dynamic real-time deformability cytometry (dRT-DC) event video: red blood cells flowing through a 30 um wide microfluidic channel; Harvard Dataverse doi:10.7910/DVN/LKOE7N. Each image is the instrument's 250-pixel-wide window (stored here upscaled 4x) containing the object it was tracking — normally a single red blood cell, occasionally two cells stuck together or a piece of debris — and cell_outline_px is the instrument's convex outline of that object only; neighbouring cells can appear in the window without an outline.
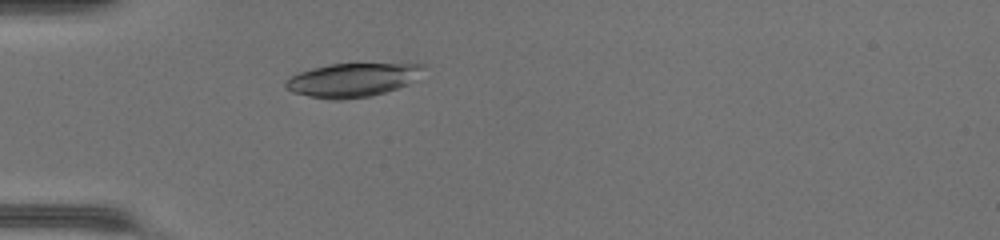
{"species": "common noctule bat (a hibernating species)", "species_latin": "Nyctalus noctula", "temperature_condition": "warm", "stored_images_in_passage": 6, "camera_frame_rate_fps": 3000, "um_per_image_px": 0.085, "animal": {"sex": "female", "body_mass_g": 17.0, "forearm_length_mm": 48.0}, "frame": {"image": 1, "passage_image": 2, "time_ms": 0.333, "image_size_px": [1000, 240], "cell_outline_px": [[424, 68], [408, 84], [372, 96], [340, 100], [332, 100], [308, 96], [292, 92], [284, 88], [284, 80], [300, 72], [312, 68], [328, 64], [424, 64]], "centroid_in_image_um": [29.87, 6.81], "position_along_channel_um": 55.1, "area_um2": 26.82}}
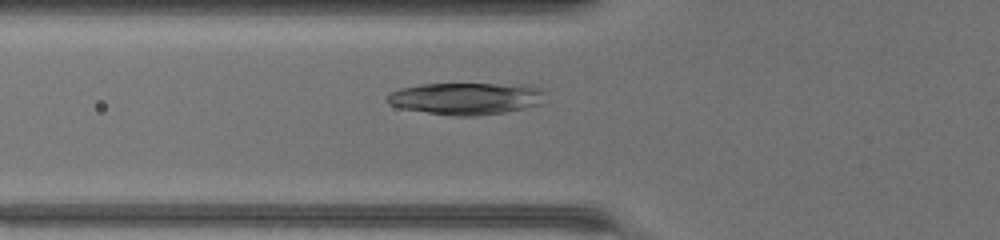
{"frame": {"image": 2, "passage_image": 5, "time_ms": 1.333, "image_size_px": [1000, 240], "cell_outline_px": [[544, 92], [540, 104], [524, 108], [504, 112], [476, 116], [452, 116], [400, 108], [392, 104], [388, 100], [388, 96], [392, 92], [400, 88], [420, 84], [532, 84], [540, 88]], "centroid_in_image_um": [39.66, 8.36], "position_along_channel_um": 86.1, "area_um2": 29.42}}